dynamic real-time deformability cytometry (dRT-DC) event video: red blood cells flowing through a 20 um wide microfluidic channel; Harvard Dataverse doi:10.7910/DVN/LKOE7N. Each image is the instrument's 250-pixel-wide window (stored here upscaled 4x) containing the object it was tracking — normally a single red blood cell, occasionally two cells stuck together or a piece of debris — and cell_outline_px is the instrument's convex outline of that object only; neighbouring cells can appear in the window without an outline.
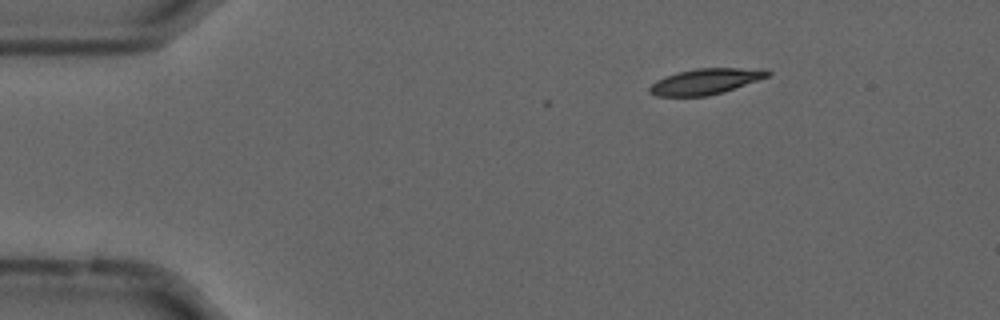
{"species": "common noctule bat (a hibernating species)", "species_latin": "Nyctalus noctula", "temperature_condition": "cold", "stored_images_in_passage": 3, "camera_frame_rate_fps": 3000, "um_per_image_px": 0.085, "animal": {"sex": "male", "forearm_length_mm": 52.5}, "frame": {"image": 1, "passage_image": 1, "time_ms": 0.0, "image_size_px": [1000, 320], "cell_outline_px": [[772, 72], [768, 76], [724, 92], [708, 96], [656, 96], [648, 92], [648, 88], [656, 80], [664, 76], [676, 72], [696, 68], [768, 68]], "centroid_in_image_um": [59.97, 6.91], "position_along_channel_um": 25.0, "area_um2": 17.92}}